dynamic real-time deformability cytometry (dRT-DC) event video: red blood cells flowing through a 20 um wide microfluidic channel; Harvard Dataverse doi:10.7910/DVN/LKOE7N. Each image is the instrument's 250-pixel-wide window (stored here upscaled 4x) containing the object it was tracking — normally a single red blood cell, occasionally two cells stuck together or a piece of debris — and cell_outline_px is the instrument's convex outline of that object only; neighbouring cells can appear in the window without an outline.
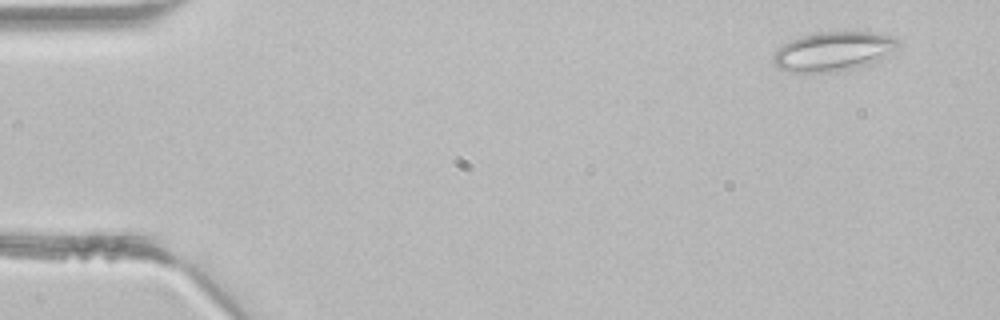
{"species": "common noctule bat (a hibernating species)", "species_latin": "Nyctalus noctula", "temperature_condition": "room temperature", "stored_images_in_passage": 2, "camera_frame_rate_fps": 3000, "um_per_image_px": 0.085, "animal": {"sex": "male", "body_mass_g": 21.5, "forearm_length_mm": 52.0}, "frame": {"image": 1, "passage_image": 1, "time_ms": 0.0, "image_size_px": [1000, 320], "cell_outline_px": [[900, 44], [888, 56], [880, 60], [868, 64], [836, 72], [788, 72], [776, 68], [772, 60], [772, 56], [784, 44], [800, 36], [820, 32], [876, 32], [892, 36], [900, 40]], "centroid_in_image_um": [70.85, 4.37], "position_along_channel_um": 14.1, "area_um2": 28.73}}